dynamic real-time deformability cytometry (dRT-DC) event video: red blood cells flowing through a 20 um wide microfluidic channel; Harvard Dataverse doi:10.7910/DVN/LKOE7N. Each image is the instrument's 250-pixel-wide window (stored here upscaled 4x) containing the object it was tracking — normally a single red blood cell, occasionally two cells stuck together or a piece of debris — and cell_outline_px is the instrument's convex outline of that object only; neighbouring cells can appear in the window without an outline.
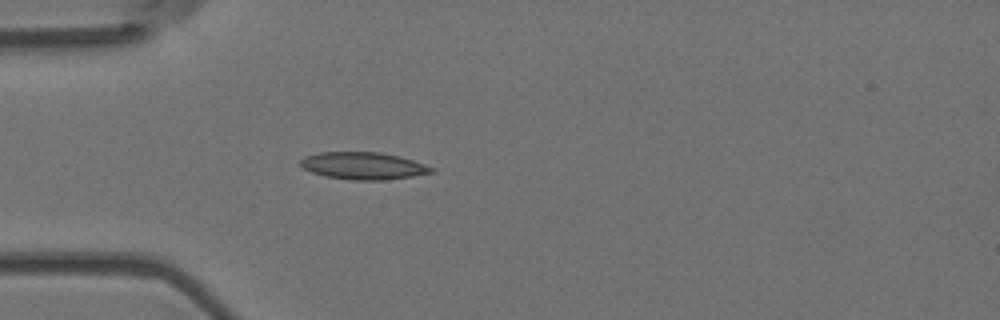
{"species": "Egyptian fruit bat (a non-hibernating species)", "species_latin": "Rousettus aegyptiacus", "temperature_condition": "room temperature", "stored_images_in_passage": 4, "camera_frame_rate_fps": 3000, "um_per_image_px": 0.085, "animal": {"sex": "female"}, "frame": {"image": 1, "passage_image": 4, "time_ms": 1.0, "image_size_px": [1000, 320], "cell_outline_px": [[436, 172], [412, 176], [384, 180], [352, 180], [324, 176], [312, 172], [304, 168], [300, 164], [300, 160], [308, 156], [320, 152], [380, 152], [400, 156], [424, 164], [432, 168]], "centroid_in_image_um": [30.89, 14.09], "position_along_channel_um": 54.1, "area_um2": 20.63}}